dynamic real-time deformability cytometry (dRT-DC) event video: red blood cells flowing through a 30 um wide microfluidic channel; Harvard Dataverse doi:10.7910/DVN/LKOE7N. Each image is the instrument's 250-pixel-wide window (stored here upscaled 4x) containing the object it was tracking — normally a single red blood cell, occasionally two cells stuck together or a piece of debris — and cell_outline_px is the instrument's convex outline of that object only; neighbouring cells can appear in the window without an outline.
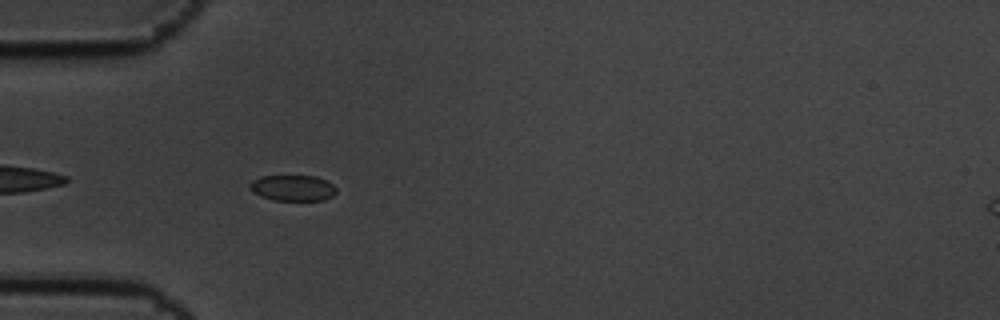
{"species": "common noctule bat (a hibernating species)", "species_latin": "Nyctalus noctula", "temperature_condition": "cold", "stored_images_in_passage": 8, "camera_frame_rate_fps": 3000, "um_per_image_px": 0.085, "animal": {"sex": "male", "body_mass_g": 19.5, "forearm_length_mm": 54.6}, "frame": {"image": 1, "passage_image": 6, "time_ms": 1.667, "image_size_px": [1000, 320], "cell_outline_px": [[336, 192], [332, 196], [324, 200], [276, 200], [260, 196], [252, 192], [248, 184], [252, 180], [260, 176], [316, 176], [332, 184], [336, 188]], "centroid_in_image_um": [24.85, 15.97], "position_along_channel_um": 60.1, "area_um2": 13.01}}
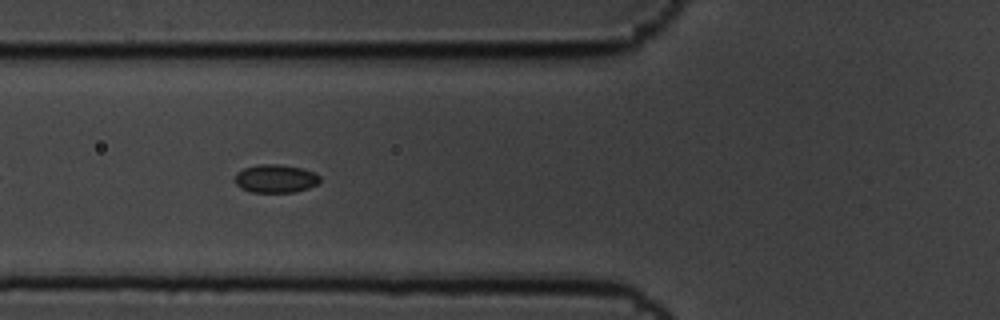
{"frame": {"image": 2, "passage_image": 7, "time_ms": 2.0, "image_size_px": [1000, 320], "cell_outline_px": [[320, 180], [316, 184], [308, 188], [296, 192], [252, 192], [240, 188], [232, 180], [236, 172], [244, 168], [256, 164], [280, 164], [304, 168], [320, 176]], "centroid_in_image_um": [23.37, 15.17], "position_along_channel_um": 102.4, "area_um2": 14.22}}
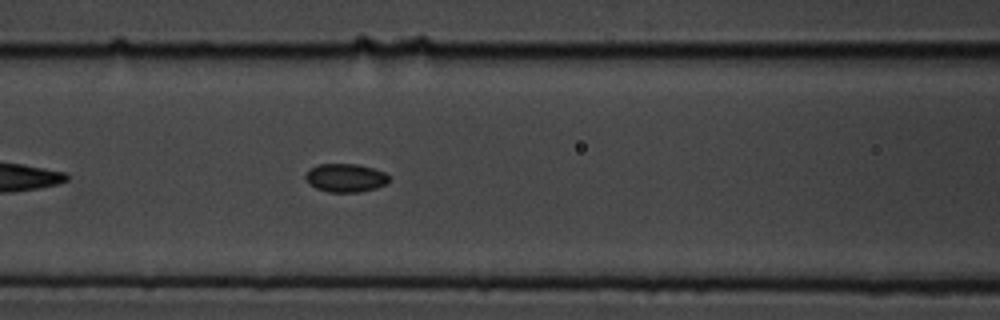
{"frame": {"image": 3, "passage_image": 8, "time_ms": 2.333, "image_size_px": [1000, 320], "cell_outline_px": [[388, 184], [376, 188], [360, 192], [328, 192], [316, 188], [308, 184], [304, 176], [316, 164], [356, 164], [372, 168], [384, 172], [388, 176]], "centroid_in_image_um": [29.36, 15.12], "position_along_channel_um": 137.2, "area_um2": 13.81}}